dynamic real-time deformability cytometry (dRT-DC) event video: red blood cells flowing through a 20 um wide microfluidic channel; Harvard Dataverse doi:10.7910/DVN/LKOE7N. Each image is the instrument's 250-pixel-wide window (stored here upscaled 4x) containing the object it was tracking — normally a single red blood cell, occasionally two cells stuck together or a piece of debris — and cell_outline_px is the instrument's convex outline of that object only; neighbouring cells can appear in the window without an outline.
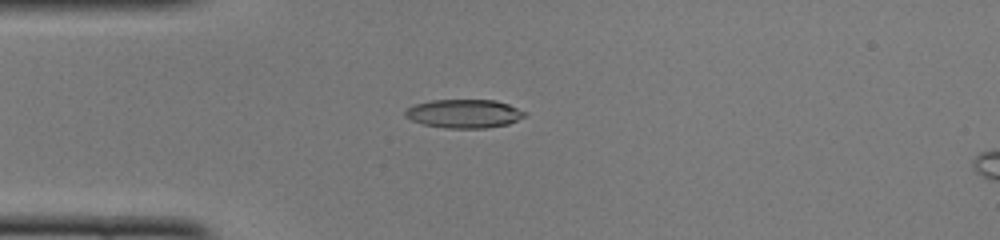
{"species": "common noctule bat (a hibernating species)", "species_latin": "Nyctalus noctula", "temperature_condition": "cold", "stored_images_in_passage": 48, "camera_frame_rate_fps": 3000, "um_per_image_px": 0.085, "animal": {"sex": "female", "body_mass_g": 22.0, "forearm_length_mm": 56.7}, "frame": {"image": 1, "passage_image": 12, "time_ms": 3.667, "image_size_px": [1000, 240], "cell_outline_px": [[528, 112], [524, 116], [508, 124], [488, 128], [444, 128], [424, 124], [412, 120], [404, 116], [404, 112], [408, 108], [416, 104], [432, 100], [496, 100], [508, 104]], "centroid_in_image_um": [39.46, 9.66], "position_along_channel_um": 45.5, "area_um2": 19.88}}
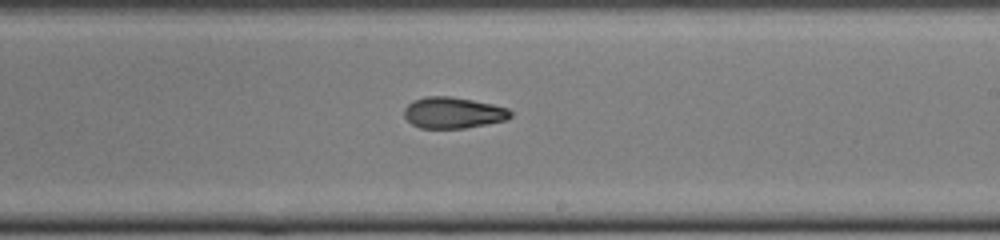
{"frame": {"image": 2, "passage_image": 28, "time_ms": 9.0, "image_size_px": [1000, 240], "cell_outline_px": [[512, 116], [504, 120], [464, 128], [420, 128], [412, 124], [404, 116], [404, 108], [412, 100], [424, 96], [448, 96], [472, 100], [492, 104], [508, 108], [512, 112]], "centroid_in_image_um": [38.48, 9.57], "position_along_channel_um": 250.5, "area_um2": 19.25}}
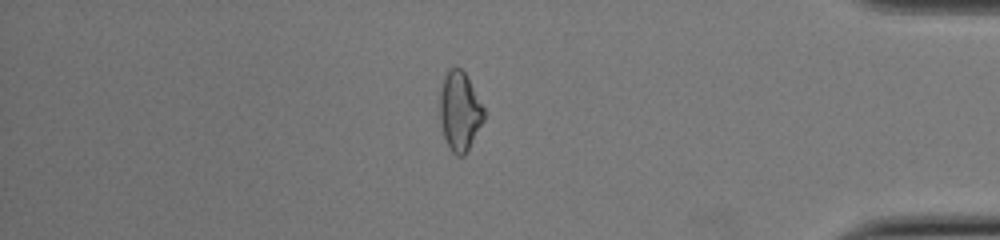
{"frame": {"image": 3, "passage_image": 41, "time_ms": 13.333, "image_size_px": [1000, 240], "cell_outline_px": [[484, 120], [468, 152], [464, 156], [456, 156], [452, 152], [444, 136], [440, 120], [440, 92], [444, 76], [448, 68], [456, 64], [464, 72], [484, 108]], "centroid_in_image_um": [39.07, 9.46], "position_along_channel_um": 396.1, "area_um2": 20.4}, "authors_computed_cell_mechanics": {"area_um2": 19.9121, "velocity_mm_per_s": 4.1113, "shape_relaxation_time_tau1_ms": null, "shape_relaxation_time_tau2_ms": 4.0158, "deformation_change_tau1": null, "deformation_change_tau2": 0.1204}}